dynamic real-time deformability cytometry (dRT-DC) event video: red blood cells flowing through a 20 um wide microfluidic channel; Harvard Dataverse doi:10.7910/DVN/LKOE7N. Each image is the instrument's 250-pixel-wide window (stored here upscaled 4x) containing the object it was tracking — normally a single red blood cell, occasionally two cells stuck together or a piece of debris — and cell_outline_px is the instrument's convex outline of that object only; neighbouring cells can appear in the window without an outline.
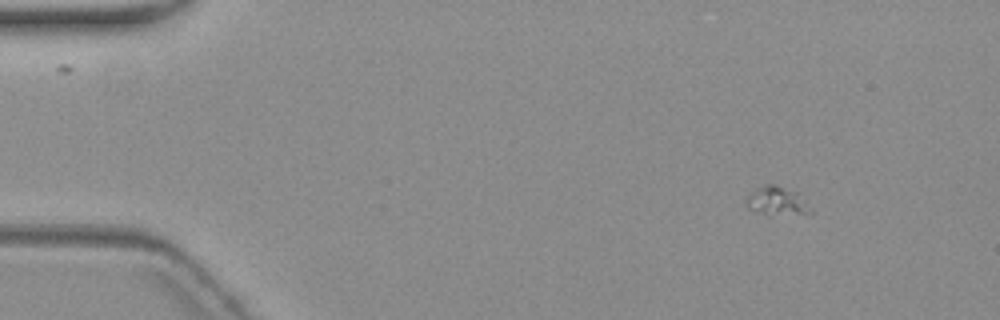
{"species": "common noctule bat (a hibernating species)", "species_latin": "Nyctalus noctula", "temperature_condition": "warm", "stored_images_in_passage": 4, "camera_frame_rate_fps": 3000, "um_per_image_px": 0.085, "animal": {"sex": "female", "body_mass_g": 19.3, "forearm_length_mm": 54.1}, "frame": {"image": 1, "passage_image": 1, "time_ms": 0.0, "image_size_px": [1000, 320], "cell_outline_px": [[812, 212], [768, 216], [748, 208], [744, 204], [744, 200], [756, 188], [764, 184], [776, 184], [796, 192], [812, 208]], "centroid_in_image_um": [65.98, 17.09], "position_along_channel_um": 19.0, "area_um2": 10.81}}